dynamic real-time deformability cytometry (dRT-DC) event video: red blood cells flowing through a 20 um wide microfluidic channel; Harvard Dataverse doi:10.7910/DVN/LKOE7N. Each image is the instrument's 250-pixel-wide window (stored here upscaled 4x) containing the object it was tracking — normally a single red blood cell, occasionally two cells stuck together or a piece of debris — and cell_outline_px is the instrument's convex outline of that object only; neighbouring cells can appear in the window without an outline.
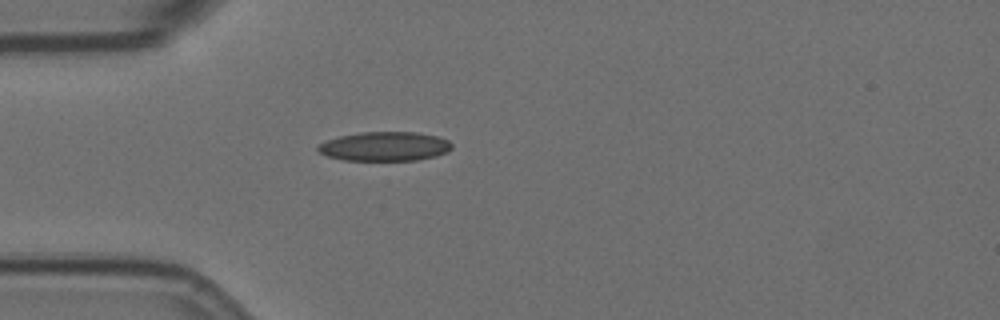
{"species": "Egyptian fruit bat (a non-hibernating species)", "species_latin": "Rousettus aegyptiacus", "temperature_condition": "room temperature", "stored_images_in_passage": 42, "camera_frame_rate_fps": 3000, "um_per_image_px": 0.085, "animal": {"sex": "female"}, "frame": {"image": 1, "passage_image": 1, "time_ms": 0.0, "image_size_px": [1000, 320], "cell_outline_px": [[452, 148], [448, 152], [436, 156], [416, 160], [344, 160], [328, 156], [320, 152], [316, 148], [316, 144], [340, 136], [360, 132], [416, 132], [440, 136], [448, 140], [452, 144]], "centroid_in_image_um": [32.73, 12.43], "position_along_channel_um": 52.3, "area_um2": 22.89}}
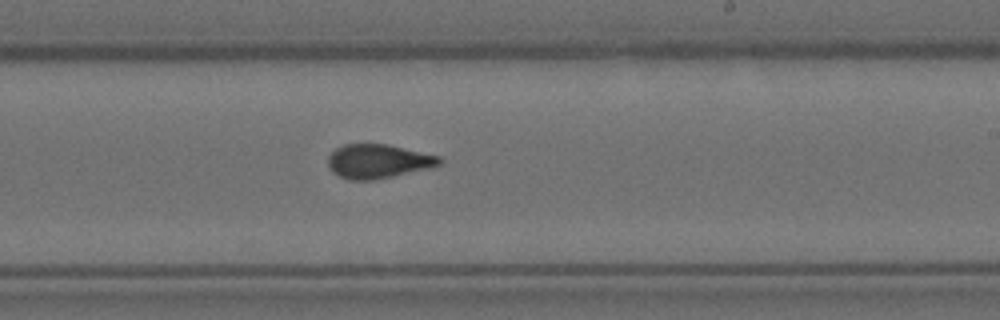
{"frame": {"image": 2, "passage_image": 19, "time_ms": 6.0, "image_size_px": [1000, 320], "cell_outline_px": [[444, 160], [440, 164], [428, 168], [392, 176], [372, 180], [348, 180], [332, 172], [328, 168], [328, 156], [336, 148], [344, 144], [388, 144], [440, 156]], "centroid_in_image_um": [32.12, 13.7], "position_along_channel_um": 256.9, "area_um2": 22.08}}
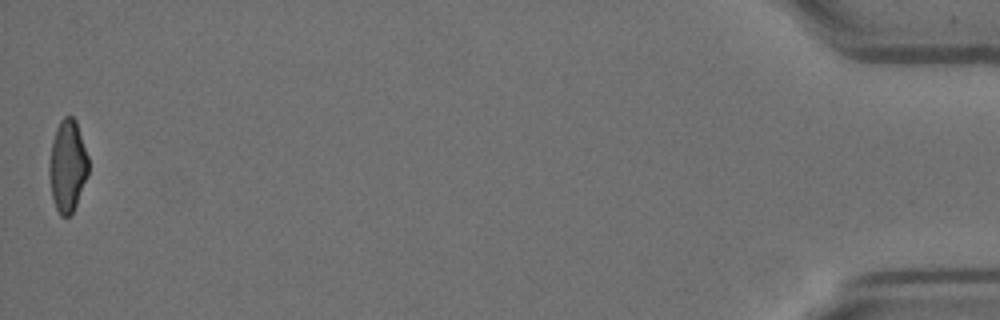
{"frame": {"image": 3, "passage_image": 42, "time_ms": 13.667, "image_size_px": [1000, 320], "cell_outline_px": [[88, 176], [72, 216], [60, 216], [56, 208], [52, 196], [48, 172], [48, 168], [52, 140], [56, 128], [60, 120], [64, 116], [72, 116], [76, 120], [88, 156]], "centroid_in_image_um": [5.74, 14.12], "position_along_channel_um": 429.5, "area_um2": 21.27}, "authors_computed_cell_mechanics": {"area_um2": 22.0796, "velocity_mm_per_s": 3.526, "shape_relaxation_time_tau1_ms": 9.3206, "shape_relaxation_time_tau2_ms": 1.4824, "deformation_change_tau1": 0.2136, "deformation_change_tau2": 0.0729}}